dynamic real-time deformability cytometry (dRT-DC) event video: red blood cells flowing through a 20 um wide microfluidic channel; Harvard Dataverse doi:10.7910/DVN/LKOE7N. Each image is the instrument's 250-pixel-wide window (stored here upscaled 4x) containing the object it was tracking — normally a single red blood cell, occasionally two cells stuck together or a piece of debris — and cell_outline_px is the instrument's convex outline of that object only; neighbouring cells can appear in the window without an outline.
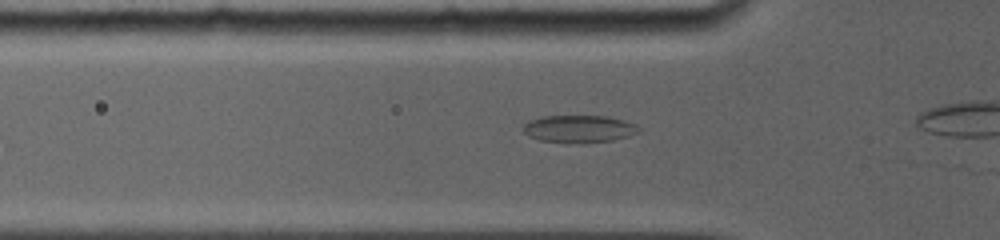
{"species": "common noctule bat (a hibernating species)", "species_latin": "Nyctalus noctula", "temperature_condition": "room temperature", "stored_images_in_passage": 38, "camera_frame_rate_fps": 5000, "um_per_image_px": 0.085, "animal": {"sex": "female", "body_mass_g": 19.0, "forearm_length_mm": 56.7}, "frame": {"image": 1, "passage_image": 3, "time_ms": 0.4, "image_size_px": [1000, 240], "cell_outline_px": [[636, 132], [628, 136], [612, 140], [540, 140], [528, 136], [524, 132], [524, 124], [528, 120], [540, 116], [608, 116], [624, 120], [636, 124]], "centroid_in_image_um": [49.16, 10.89], "position_along_channel_um": 76.6, "area_um2": 17.4}}
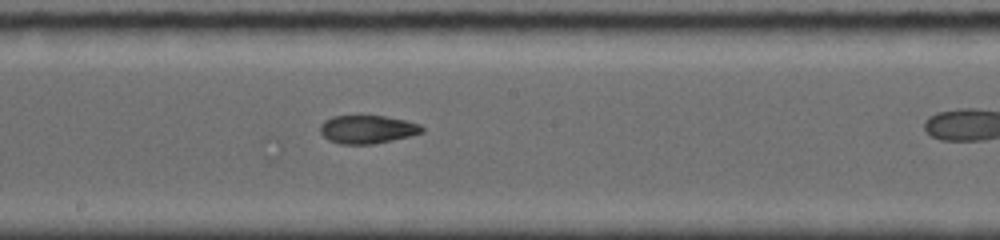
{"frame": {"image": 2, "passage_image": 19, "time_ms": 4.0, "image_size_px": [1000, 240], "cell_outline_px": [[424, 132], [408, 136], [372, 144], [340, 144], [328, 140], [320, 132], [320, 124], [324, 120], [332, 116], [384, 116], [404, 120], [420, 124], [424, 128]], "centroid_in_image_um": [31.19, 10.99], "position_along_channel_um": 217.0, "area_um2": 16.65}}
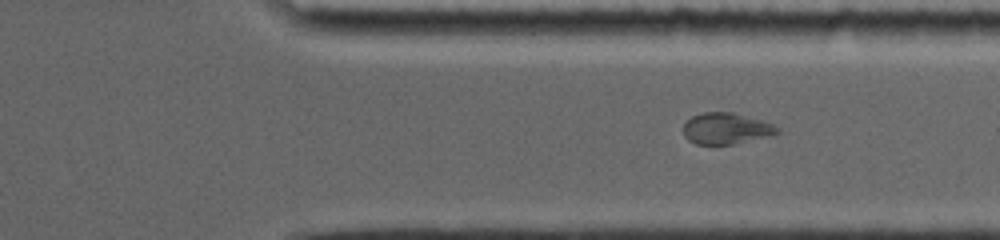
{"frame": {"image": 3, "passage_image": 32, "time_ms": 7.4, "image_size_px": [1000, 240], "cell_outline_px": [[780, 132], [732, 144], [696, 144], [688, 140], [684, 136], [684, 124], [692, 116], [704, 112], [732, 112], [776, 124], [780, 128]], "centroid_in_image_um": [61.71, 10.91], "position_along_channel_um": 349.7, "area_um2": 16.88}}